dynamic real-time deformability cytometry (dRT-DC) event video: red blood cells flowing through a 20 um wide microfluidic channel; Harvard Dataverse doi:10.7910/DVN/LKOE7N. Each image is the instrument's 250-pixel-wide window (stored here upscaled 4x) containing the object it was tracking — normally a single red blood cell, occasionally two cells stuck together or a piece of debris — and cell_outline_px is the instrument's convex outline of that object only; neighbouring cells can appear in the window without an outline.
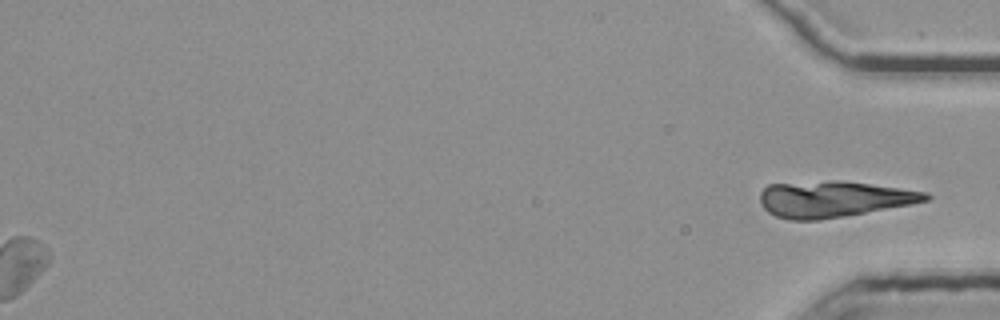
{"species": "common noctule bat (a hibernating species)", "species_latin": "Nyctalus noctula", "temperature_condition": "room temperature", "stored_images_in_passage": 55, "segment_of_instrument_passage": [2, 2], "camera_frame_rate_fps": 3000, "um_per_image_px": 0.085, "animal": {"sex": "female", "body_mass_g": 25.1}, "frame": {"image": 1, "passage_image": 55, "time_ms": 18.0, "image_size_px": [1000, 320], "cell_outline_px": [[932, 196], [928, 200], [912, 204], [844, 216], [820, 220], [788, 220], [776, 216], [768, 212], [760, 204], [760, 192], [768, 184], [828, 180], [844, 180], [928, 192]], "centroid_in_image_um": [70.84, 16.91], "position_along_channel_um": 364.4, "area_um2": 35.14}}